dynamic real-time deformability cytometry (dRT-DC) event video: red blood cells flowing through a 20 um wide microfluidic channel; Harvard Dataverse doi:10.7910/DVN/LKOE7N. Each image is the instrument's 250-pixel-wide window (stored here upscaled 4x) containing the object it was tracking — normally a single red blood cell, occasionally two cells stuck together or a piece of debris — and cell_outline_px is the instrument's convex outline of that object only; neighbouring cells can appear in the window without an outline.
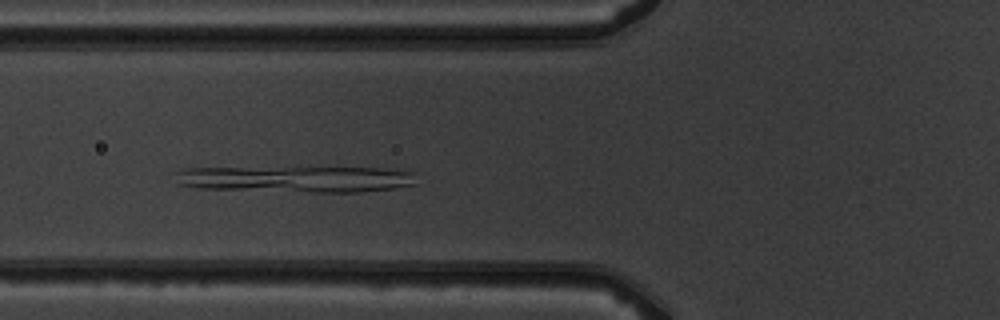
{"species": "common noctule bat (a hibernating species)", "species_latin": "Nyctalus noctula", "temperature_condition": "warm", "stored_images_in_passage": 5, "camera_frame_rate_fps": 3000, "um_per_image_px": 0.085, "animal": {"sex": "male", "body_mass_g": 19.5, "forearm_length_mm": 54.6}, "frame": {"image": 1, "passage_image": 4, "time_ms": 4.333, "image_size_px": [1000, 320], "cell_outline_px": [[420, 172], [416, 184], [396, 188], [360, 192], [312, 192], [196, 188], [176, 184], [172, 172], [180, 168], [296, 164], [308, 164], [380, 168]], "centroid_in_image_um": [25.12, 15.14], "position_along_channel_um": 100.7, "area_um2": 40.63}}